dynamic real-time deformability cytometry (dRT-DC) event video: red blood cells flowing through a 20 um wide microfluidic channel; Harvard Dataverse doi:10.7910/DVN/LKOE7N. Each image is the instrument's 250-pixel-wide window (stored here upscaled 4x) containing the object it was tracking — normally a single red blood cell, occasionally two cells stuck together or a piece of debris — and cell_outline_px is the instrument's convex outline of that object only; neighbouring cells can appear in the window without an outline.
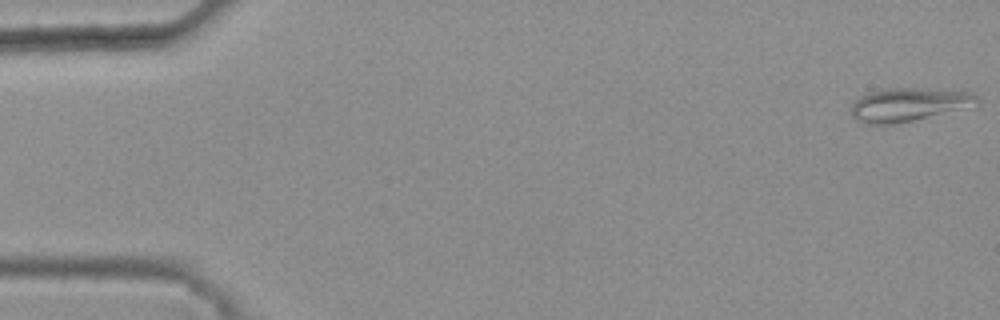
{"species": "common noctule bat (a hibernating species)", "species_latin": "Nyctalus noctula", "temperature_condition": "warm", "stored_images_in_passage": 47, "camera_frame_rate_fps": 3000, "um_per_image_px": 0.085, "animal": {"sex": "female", "body_mass_g": 25.1}, "frame": {"image": 1, "passage_image": 1, "time_ms": 0.0, "image_size_px": [1000, 320], "cell_outline_px": [[980, 104], [912, 120], [892, 124], [864, 124], [856, 120], [852, 116], [852, 104], [860, 96], [884, 88], [928, 88], [972, 92], [980, 96]], "centroid_in_image_um": [77.26, 8.87], "position_along_channel_um": 7.7, "area_um2": 24.45}}
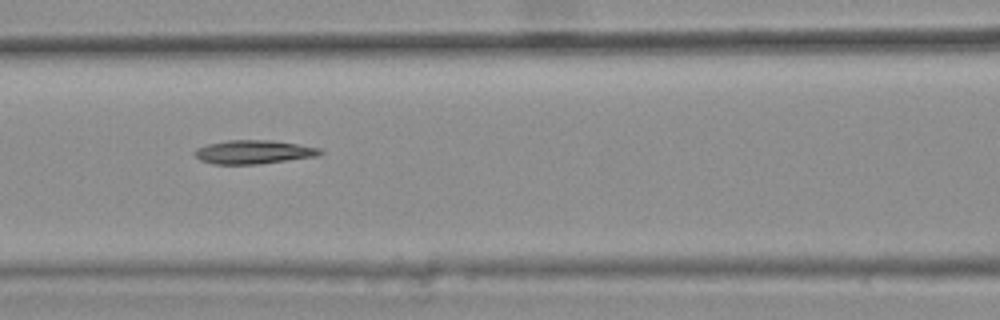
{"frame": {"image": 2, "passage_image": 23, "time_ms": 7.333, "image_size_px": [1000, 320], "cell_outline_px": [[324, 152], [320, 156], [260, 164], [212, 164], [200, 160], [192, 152], [196, 148], [208, 144], [228, 140], [272, 140], [320, 148]], "centroid_in_image_um": [21.57, 12.93], "position_along_channel_um": 145.0, "area_um2": 17.46}}
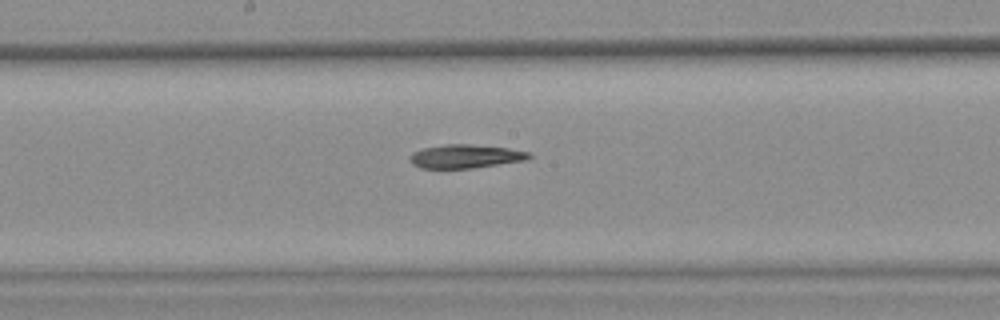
{"frame": {"image": 3, "passage_image": 28, "time_ms": 9.0, "image_size_px": [1000, 320], "cell_outline_px": [[532, 156], [528, 160], [472, 168], [420, 168], [412, 164], [408, 160], [408, 156], [412, 152], [424, 148], [448, 144], [468, 144], [508, 148], [532, 152]], "centroid_in_image_um": [39.57, 13.29], "position_along_channel_um": 208.6, "area_um2": 16.53}}